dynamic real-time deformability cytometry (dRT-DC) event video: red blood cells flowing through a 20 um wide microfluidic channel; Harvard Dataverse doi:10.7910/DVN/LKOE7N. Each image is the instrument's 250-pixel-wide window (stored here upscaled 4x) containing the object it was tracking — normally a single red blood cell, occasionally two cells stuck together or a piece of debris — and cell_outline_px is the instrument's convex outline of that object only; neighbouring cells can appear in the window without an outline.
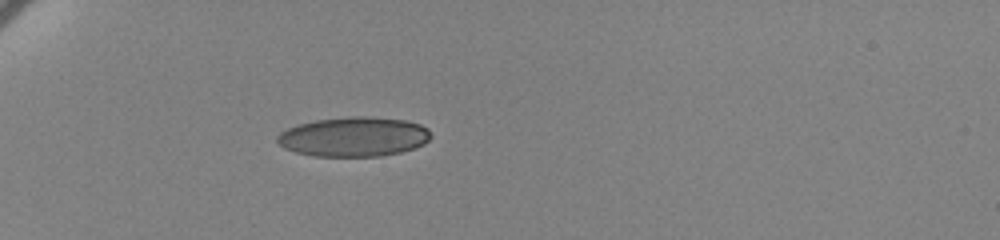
{"species": "human", "species_latin": "Homo sapiens", "temperature_condition": "cold", "stored_images_in_passage": 41, "camera_frame_rate_fps": 3000, "um_per_image_px": 0.085, "donor": {"sex": "female"}, "frame": {"image": 1, "passage_image": 1, "time_ms": 0.0, "image_size_px": [1000, 240], "cell_outline_px": [[432, 136], [424, 144], [400, 152], [380, 156], [312, 156], [296, 152], [284, 148], [276, 140], [276, 136], [280, 132], [288, 128], [300, 124], [316, 120], [352, 116], [364, 116], [404, 120], [420, 124], [428, 128]], "centroid_in_image_um": [30.07, 11.62], "position_along_channel_um": 54.9, "area_um2": 35.32}}
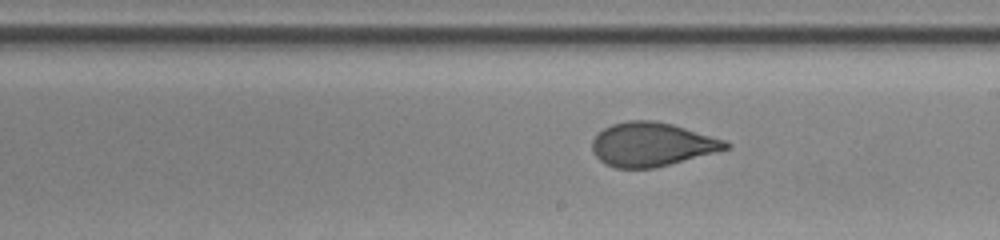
{"frame": {"image": 2, "passage_image": 19, "time_ms": 6.0, "image_size_px": [1000, 240], "cell_outline_px": [[732, 148], [656, 168], [616, 168], [604, 164], [592, 152], [592, 140], [596, 132], [612, 124], [628, 120], [656, 120], [672, 124], [724, 140], [732, 144]], "centroid_in_image_um": [55.39, 12.28], "position_along_channel_um": 233.6, "area_um2": 34.39}}
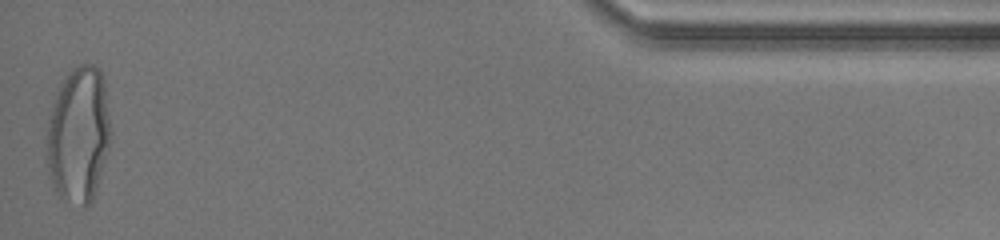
{"frame": {"image": 3, "passage_image": 41, "time_ms": 13.333, "image_size_px": [1000, 240], "cell_outline_px": [[112, 132], [108, 148], [96, 188], [92, 200], [84, 208], [60, 196], [52, 188], [48, 176], [44, 156], [48, 120], [52, 104], [60, 84], [68, 72], [72, 68], [80, 64], [92, 64], [100, 68], [104, 76]], "centroid_in_image_um": [6.65, 11.43], "position_along_channel_um": 428.5, "area_um2": 51.73}, "authors_computed_cell_mechanics": {"area_um2": 35.3158, "velocity_mm_per_s": 3.4467, "shape_relaxation_time_tau1_ms": 5.2791, "shape_relaxation_time_tau2_ms": 0.7845, "deformation_change_tau1": 0.1801, "deformation_change_tau2": 0.0536}}